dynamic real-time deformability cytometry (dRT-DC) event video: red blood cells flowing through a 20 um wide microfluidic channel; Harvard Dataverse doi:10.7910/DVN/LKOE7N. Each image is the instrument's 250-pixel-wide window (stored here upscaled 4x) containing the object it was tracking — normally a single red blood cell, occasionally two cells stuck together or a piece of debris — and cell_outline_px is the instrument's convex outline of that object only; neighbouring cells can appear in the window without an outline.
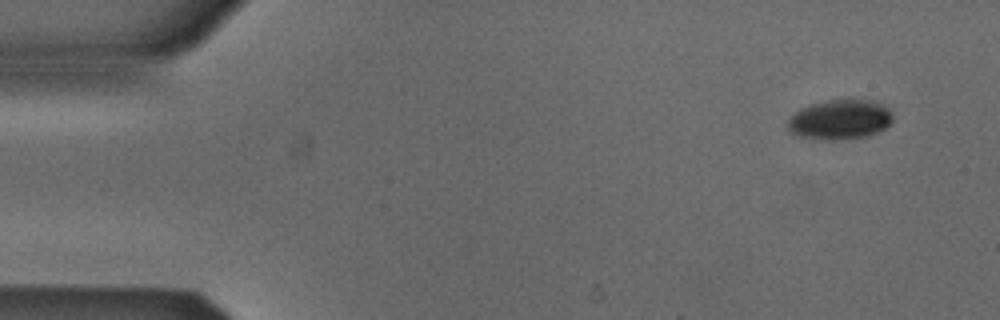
{"species": "Egyptian fruit bat (a non-hibernating species)", "species_latin": "Rousettus aegyptiacus", "temperature_condition": "cold", "stored_images_in_passage": 4, "camera_frame_rate_fps": 3000, "um_per_image_px": 0.085, "animal": {"sex": "male"}, "frame": {"image": 1, "passage_image": 1, "time_ms": 0.0, "image_size_px": [1000, 320], "cell_outline_px": [[892, 120], [884, 128], [868, 136], [800, 136], [792, 132], [788, 128], [788, 120], [800, 108], [812, 104], [828, 100], [872, 100], [888, 108], [892, 112]], "centroid_in_image_um": [71.43, 10.09], "position_along_channel_um": 13.6, "area_um2": 22.89}}
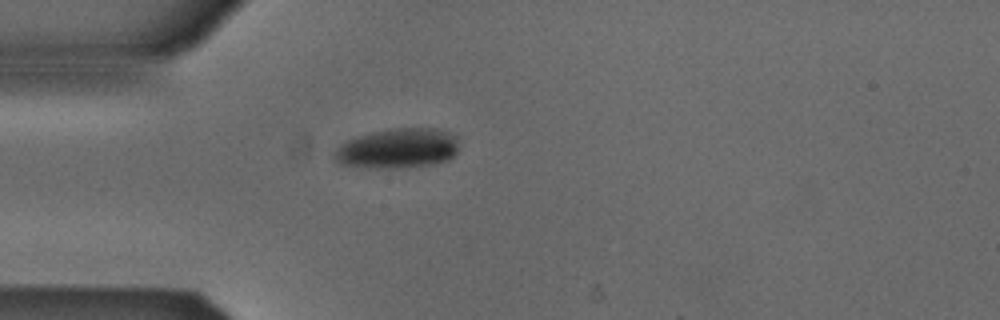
{"frame": {"image": 2, "passage_image": 4, "time_ms": 1.0, "image_size_px": [1000, 320], "cell_outline_px": [[456, 152], [448, 160], [432, 164], [408, 168], [364, 168], [340, 164], [332, 160], [332, 152], [340, 144], [348, 140], [372, 132], [388, 128], [440, 128], [456, 136]], "centroid_in_image_um": [33.75, 12.63], "position_along_channel_um": 51.3, "area_um2": 29.36}}